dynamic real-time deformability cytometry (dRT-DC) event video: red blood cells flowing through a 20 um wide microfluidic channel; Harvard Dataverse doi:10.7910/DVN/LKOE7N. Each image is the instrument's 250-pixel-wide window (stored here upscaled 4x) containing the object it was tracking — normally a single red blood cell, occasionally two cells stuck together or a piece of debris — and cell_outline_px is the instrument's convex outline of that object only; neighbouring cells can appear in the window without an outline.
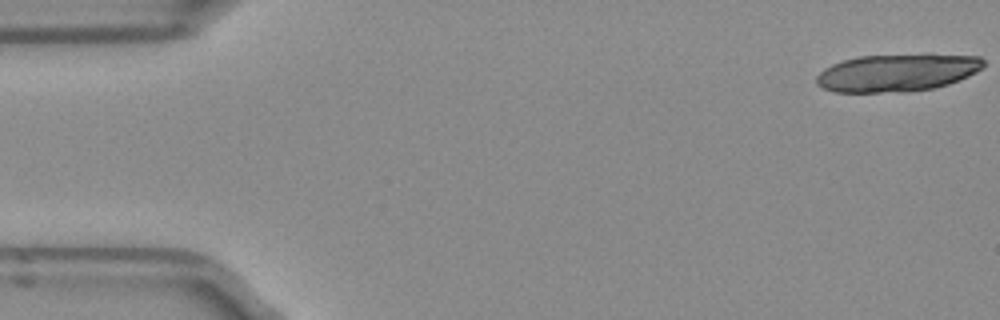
{"species": "Egyptian fruit bat (a non-hibernating species)", "species_latin": "Rousettus aegyptiacus", "temperature_condition": "room temperature", "stored_images_in_passage": 9, "camera_frame_rate_fps": 3000, "um_per_image_px": 0.085, "frame": {"image": 1, "passage_image": 1, "time_ms": 0.0, "image_size_px": [1000, 320], "cell_outline_px": [[984, 64], [976, 72], [968, 76], [948, 84], [932, 88], [880, 92], [836, 92], [824, 88], [816, 84], [816, 76], [824, 68], [832, 64], [844, 60], [860, 56], [980, 56], [984, 60]], "centroid_in_image_um": [76.18, 6.19], "position_along_channel_um": 8.8, "area_um2": 35.26}}